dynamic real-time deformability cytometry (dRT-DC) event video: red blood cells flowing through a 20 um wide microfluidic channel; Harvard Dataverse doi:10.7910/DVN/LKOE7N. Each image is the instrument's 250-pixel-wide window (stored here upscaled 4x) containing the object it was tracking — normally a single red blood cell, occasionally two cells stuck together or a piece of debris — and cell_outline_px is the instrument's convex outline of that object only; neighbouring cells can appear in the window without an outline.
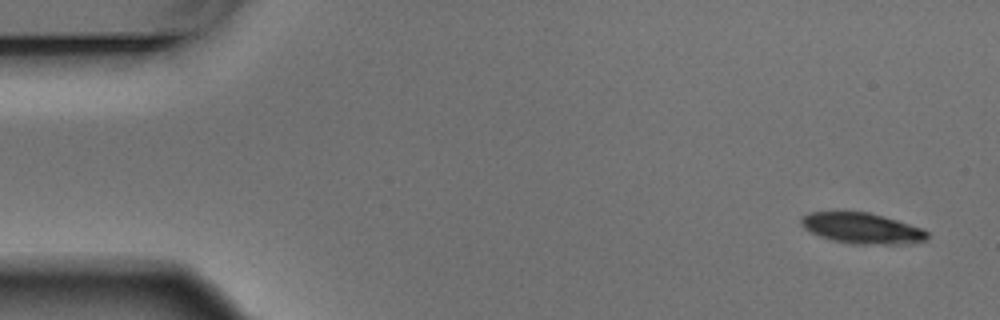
{"species": "Egyptian fruit bat (a non-hibernating species)", "species_latin": "Rousettus aegyptiacus", "temperature_condition": "warm", "stored_images_in_passage": 8, "camera_frame_rate_fps": 3000, "um_per_image_px": 0.085, "animal": {"sex": "male"}, "frame": {"image": 1, "passage_image": 1, "time_ms": 0.0, "image_size_px": [1000, 320], "cell_outline_px": [[928, 240], [896, 244], [852, 244], [832, 240], [820, 236], [804, 228], [800, 224], [800, 216], [808, 212], [868, 212], [884, 216], [924, 228], [928, 232]], "centroid_in_image_um": [73.26, 19.39], "position_along_channel_um": 11.7, "area_um2": 22.66}}
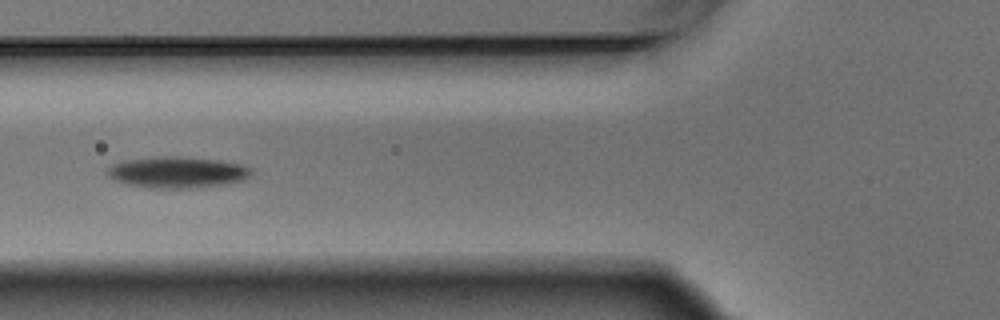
{"frame": {"image": 2, "passage_image": 6, "time_ms": 1.667, "image_size_px": [1000, 320], "cell_outline_px": [[252, 176], [244, 180], [204, 188], [152, 188], [124, 184], [108, 176], [104, 172], [112, 164], [124, 160], [156, 156], [176, 156], [220, 160], [240, 164], [252, 168]], "centroid_in_image_um": [15.07, 14.65], "position_along_channel_um": 110.7, "area_um2": 26.7}}
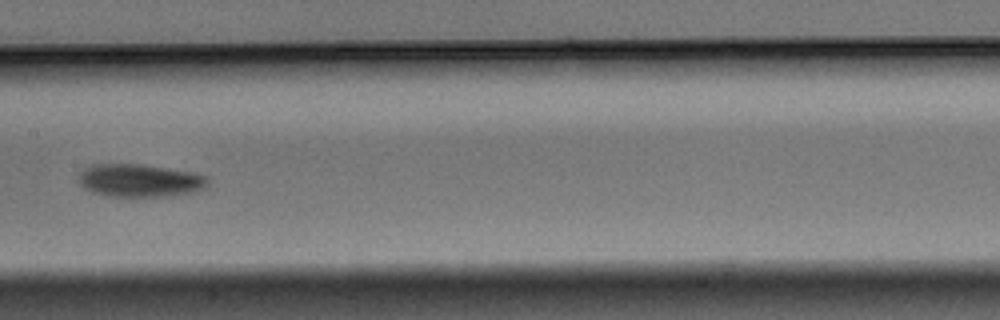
{"frame": {"image": 3, "passage_image": 8, "time_ms": 2.333, "image_size_px": [1000, 320], "cell_outline_px": [[208, 184], [204, 188], [196, 192], [168, 196], [104, 196], [92, 192], [84, 188], [80, 184], [80, 172], [84, 168], [92, 164], [140, 164], [192, 172], [208, 176]], "centroid_in_image_um": [11.89, 15.34], "position_along_channel_um": 195.5, "area_um2": 24.8}}